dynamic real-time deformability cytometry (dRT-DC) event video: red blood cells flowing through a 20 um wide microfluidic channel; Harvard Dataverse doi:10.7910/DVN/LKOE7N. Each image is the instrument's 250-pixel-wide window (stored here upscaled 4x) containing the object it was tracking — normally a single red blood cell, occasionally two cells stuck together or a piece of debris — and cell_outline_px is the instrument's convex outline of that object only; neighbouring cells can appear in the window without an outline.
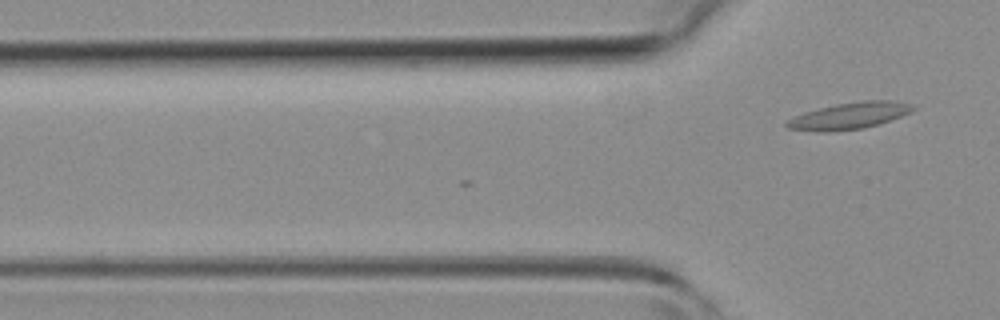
{"species": "common noctule bat (a hibernating species)", "species_latin": "Nyctalus noctula", "temperature_condition": "room temperature", "stored_images_in_passage": 3, "camera_frame_rate_fps": 3000, "um_per_image_px": 0.085, "animal": {"sex": "female", "body_mass_g": 19.3, "forearm_length_mm": 54.1}, "frame": {"image": 1, "passage_image": 3, "time_ms": 0.667, "image_size_px": [1000, 320], "cell_outline_px": [[916, 108], [912, 112], [864, 128], [832, 132], [816, 132], [788, 128], [784, 124], [788, 120], [804, 112], [836, 104], [864, 100], [892, 100], [912, 104]], "centroid_in_image_um": [72.19, 9.84], "position_along_channel_um": 53.6, "area_um2": 19.48}}